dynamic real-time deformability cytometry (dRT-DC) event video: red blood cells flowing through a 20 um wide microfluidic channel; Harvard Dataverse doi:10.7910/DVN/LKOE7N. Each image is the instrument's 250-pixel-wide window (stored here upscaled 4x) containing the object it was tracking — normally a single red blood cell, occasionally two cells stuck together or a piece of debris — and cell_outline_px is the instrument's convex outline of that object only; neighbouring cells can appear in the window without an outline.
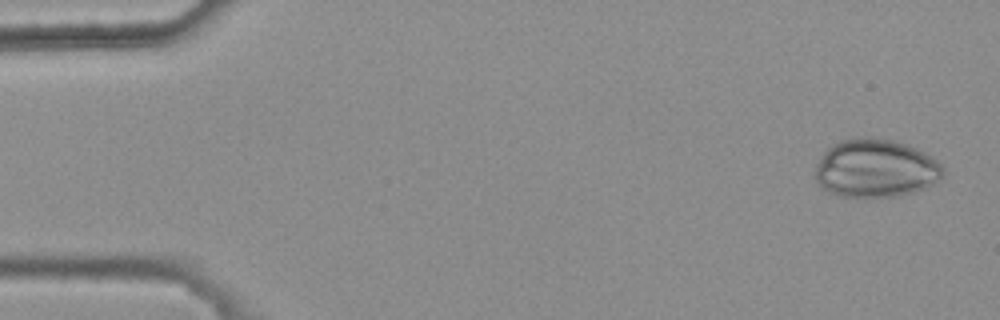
{"species": "common noctule bat (a hibernating species)", "species_latin": "Nyctalus noctula", "temperature_condition": "warm", "stored_images_in_passage": 5, "camera_frame_rate_fps": 3000, "um_per_image_px": 0.085, "animal": {"sex": "female", "body_mass_g": 25.1}, "frame": {"image": 1, "passage_image": 1, "time_ms": 0.0, "image_size_px": [1000, 320], "cell_outline_px": [[944, 172], [940, 180], [924, 188], [912, 192], [896, 196], [840, 196], [828, 192], [816, 180], [816, 164], [824, 152], [828, 148], [840, 140], [864, 136], [872, 136], [892, 140], [908, 144], [924, 152], [936, 160], [944, 168]], "centroid_in_image_um": [74.44, 14.29], "position_along_channel_um": 10.6, "area_um2": 43.29}}